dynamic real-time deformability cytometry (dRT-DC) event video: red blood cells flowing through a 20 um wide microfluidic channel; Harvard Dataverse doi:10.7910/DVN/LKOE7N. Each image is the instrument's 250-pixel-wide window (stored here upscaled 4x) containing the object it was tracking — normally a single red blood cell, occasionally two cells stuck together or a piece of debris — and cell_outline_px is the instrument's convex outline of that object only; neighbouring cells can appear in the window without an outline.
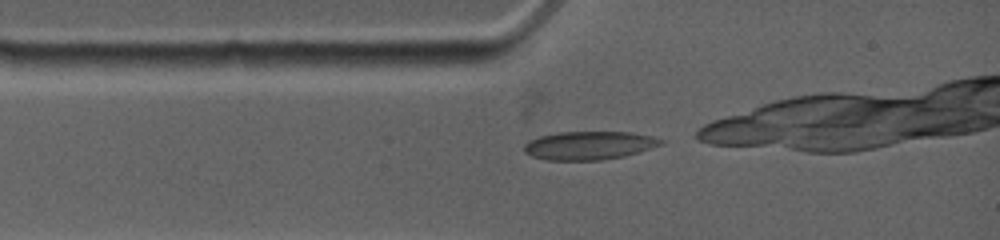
{"species": "common noctule bat (a hibernating species)", "species_latin": "Nyctalus noctula", "temperature_condition": "warm", "stored_images_in_passage": 5, "camera_frame_rate_fps": 4500, "um_per_image_px": 0.085, "animal": {"sex": "female", "body_mass_g": 19.0, "forearm_length_mm": 53.3}, "frame": {"image": 1, "passage_image": 1, "time_ms": 0.0, "image_size_px": [1000, 240], "cell_outline_px": [[664, 144], [640, 152], [624, 156], [600, 160], [544, 160], [532, 156], [524, 152], [524, 144], [528, 140], [540, 136], [556, 132], [632, 132], [652, 136], [664, 140]], "centroid_in_image_um": [50.08, 12.36], "position_along_channel_um": 34.9, "area_um2": 22.83}}